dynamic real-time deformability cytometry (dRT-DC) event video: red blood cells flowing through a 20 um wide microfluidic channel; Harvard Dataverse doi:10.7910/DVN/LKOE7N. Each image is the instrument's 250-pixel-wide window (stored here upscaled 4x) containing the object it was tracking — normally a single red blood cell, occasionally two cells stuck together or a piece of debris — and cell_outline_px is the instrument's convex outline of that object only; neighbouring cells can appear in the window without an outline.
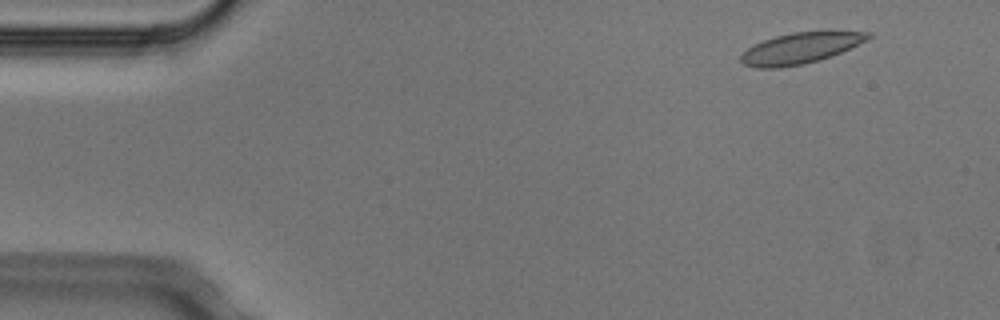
{"species": "Egyptian fruit bat (a non-hibernating species)", "species_latin": "Rousettus aegyptiacus", "temperature_condition": "cold", "stored_images_in_passage": 4, "camera_frame_rate_fps": 3000, "um_per_image_px": 0.085, "animal": {"sex": "male"}, "frame": {"image": 1, "passage_image": 2, "time_ms": 0.333, "image_size_px": [1000, 320], "cell_outline_px": [[872, 36], [868, 40], [832, 56], [804, 64], [776, 68], [756, 68], [744, 64], [740, 60], [740, 56], [752, 44], [776, 36], [792, 32], [828, 28], [832, 28], [872, 32]], "centroid_in_image_um": [68.15, 4.03], "position_along_channel_um": 16.9, "area_um2": 23.93}}
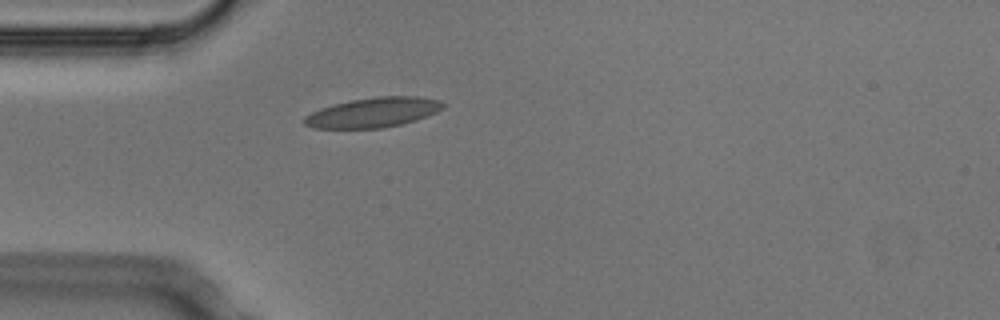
{"frame": {"image": 2, "passage_image": 4, "time_ms": 1.0, "image_size_px": [1000, 320], "cell_outline_px": [[444, 108], [436, 112], [416, 120], [384, 128], [312, 128], [304, 124], [304, 116], [320, 108], [332, 104], [352, 100], [376, 96], [416, 96], [440, 100], [444, 104]], "centroid_in_image_um": [31.71, 9.55], "position_along_channel_um": 53.3, "area_um2": 24.1}}